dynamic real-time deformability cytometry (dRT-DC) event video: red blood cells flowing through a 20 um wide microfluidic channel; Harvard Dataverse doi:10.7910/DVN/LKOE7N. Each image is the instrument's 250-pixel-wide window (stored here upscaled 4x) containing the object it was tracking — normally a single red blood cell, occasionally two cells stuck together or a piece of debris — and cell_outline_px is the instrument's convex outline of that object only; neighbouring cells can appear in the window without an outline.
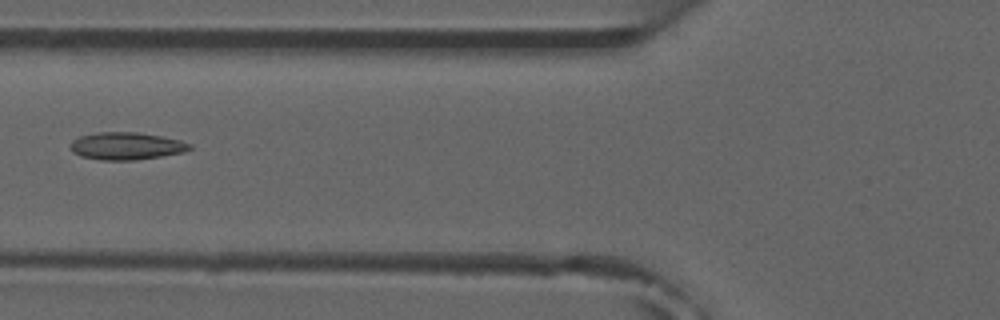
{"species": "common noctule bat (a hibernating species)", "species_latin": "Nyctalus noctula", "temperature_condition": "room temperature", "stored_images_in_passage": 4, "camera_frame_rate_fps": 3000, "um_per_image_px": 0.085, "animal": {"sex": "male", "forearm_length_mm": 52.5}, "frame": {"image": 1, "passage_image": 3, "time_ms": 3.333, "image_size_px": [1000, 320], "cell_outline_px": [[192, 148], [184, 152], [136, 160], [100, 160], [80, 156], [72, 152], [68, 144], [72, 140], [80, 136], [96, 132], [136, 132], [160, 136], [180, 140], [192, 144]], "centroid_in_image_um": [10.7, 12.41], "position_along_channel_um": 115.1, "area_um2": 19.19}}
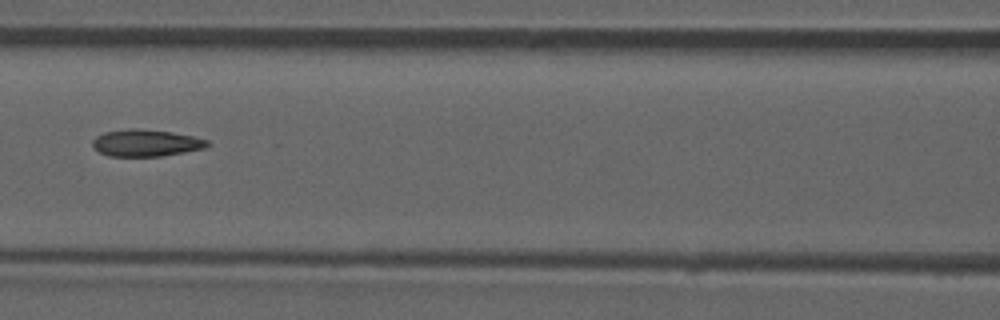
{"frame": {"image": 2, "passage_image": 4, "time_ms": 4.333, "image_size_px": [1000, 320], "cell_outline_px": [[212, 144], [204, 148], [184, 152], [160, 156], [108, 156], [100, 152], [92, 144], [92, 140], [96, 136], [104, 132], [128, 128], [140, 128], [172, 132], [192, 136], [208, 140]], "centroid_in_image_um": [12.41, 12.14], "position_along_channel_um": 154.2, "area_um2": 18.03}}